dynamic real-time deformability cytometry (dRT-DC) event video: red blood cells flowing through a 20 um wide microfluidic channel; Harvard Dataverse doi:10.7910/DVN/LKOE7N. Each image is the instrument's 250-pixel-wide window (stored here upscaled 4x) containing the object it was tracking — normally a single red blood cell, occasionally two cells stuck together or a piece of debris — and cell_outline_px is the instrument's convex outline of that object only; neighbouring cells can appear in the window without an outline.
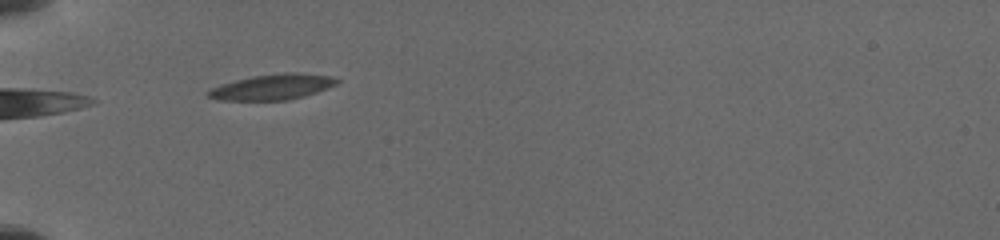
{"species": "common noctule bat (a hibernating species)", "species_latin": "Nyctalus noctula", "temperature_condition": "cold", "stored_images_in_passage": 4, "camera_frame_rate_fps": 3000, "um_per_image_px": 0.085, "animal": {"sex": "female", "body_mass_g": 19.5, "forearm_length_mm": 54.1}, "frame": {"image": 1, "passage_image": 2, "time_ms": 0.333, "image_size_px": [1000, 240], "cell_outline_px": [[340, 80], [336, 84], [328, 88], [304, 96], [288, 100], [216, 100], [208, 96], [204, 92], [212, 88], [236, 80], [256, 76], [284, 72], [292, 72], [332, 76]], "centroid_in_image_um": [23.17, 7.4], "position_along_channel_um": 61.8, "area_um2": 18.96}}